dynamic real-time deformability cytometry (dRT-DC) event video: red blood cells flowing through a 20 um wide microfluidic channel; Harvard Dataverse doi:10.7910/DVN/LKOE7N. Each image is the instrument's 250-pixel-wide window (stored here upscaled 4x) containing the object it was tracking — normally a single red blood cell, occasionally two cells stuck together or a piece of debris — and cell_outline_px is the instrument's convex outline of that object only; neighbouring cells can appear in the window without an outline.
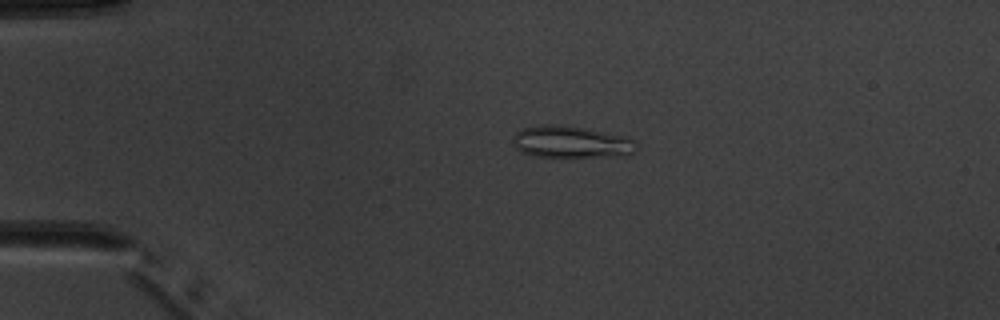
{"species": "common noctule bat (a hibernating species)", "species_latin": "Nyctalus noctula", "temperature_condition": "warm", "stored_images_in_passage": 6, "camera_frame_rate_fps": 3000, "um_per_image_px": 0.085, "animal": {"sex": "male", "body_mass_g": 20.1, "forearm_length_mm": 53.5}, "frame": {"image": 1, "passage_image": 2, "time_ms": 1.333, "image_size_px": [1000, 320], "cell_outline_px": [[636, 148], [628, 156], [532, 156], [520, 152], [512, 144], [512, 136], [516, 132], [524, 128], [540, 124], [556, 124], [580, 128], [624, 136], [636, 140]], "centroid_in_image_um": [48.49, 12.07], "position_along_channel_um": 36.5, "area_um2": 22.83}}
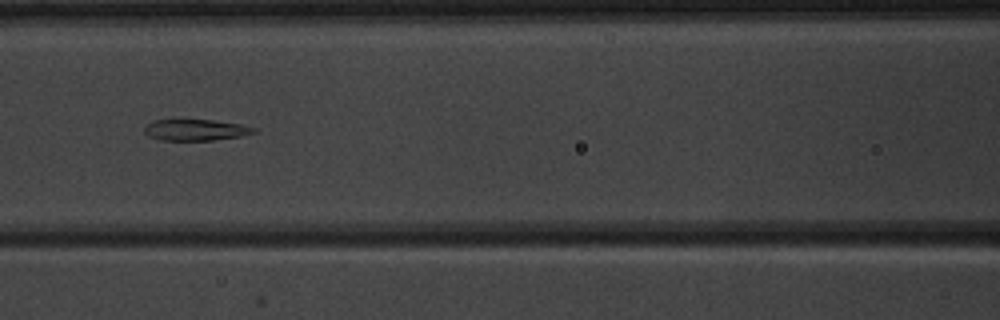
{"frame": {"image": 2, "passage_image": 5, "time_ms": 5.333, "image_size_px": [1000, 320], "cell_outline_px": [[256, 132], [240, 136], [212, 140], [160, 140], [148, 136], [144, 132], [144, 128], [148, 124], [156, 120], [176, 116], [212, 120], [240, 124], [256, 128]], "centroid_in_image_um": [16.55, 10.99], "position_along_channel_um": 150.0, "area_um2": 14.16}}
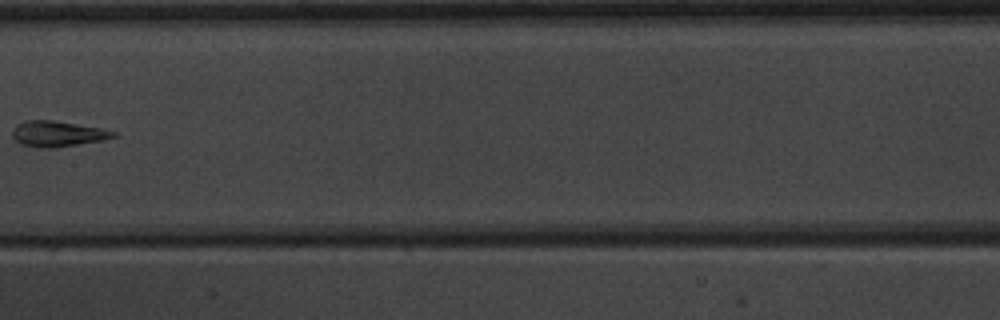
{"frame": {"image": 3, "passage_image": 6, "time_ms": 6.667, "image_size_px": [1000, 320], "cell_outline_px": [[116, 136], [104, 140], [56, 148], [36, 148], [20, 144], [12, 136], [12, 128], [16, 124], [24, 120], [56, 120], [100, 128], [116, 132]], "centroid_in_image_um": [4.85, 11.37], "position_along_channel_um": 202.6, "area_um2": 15.37}}